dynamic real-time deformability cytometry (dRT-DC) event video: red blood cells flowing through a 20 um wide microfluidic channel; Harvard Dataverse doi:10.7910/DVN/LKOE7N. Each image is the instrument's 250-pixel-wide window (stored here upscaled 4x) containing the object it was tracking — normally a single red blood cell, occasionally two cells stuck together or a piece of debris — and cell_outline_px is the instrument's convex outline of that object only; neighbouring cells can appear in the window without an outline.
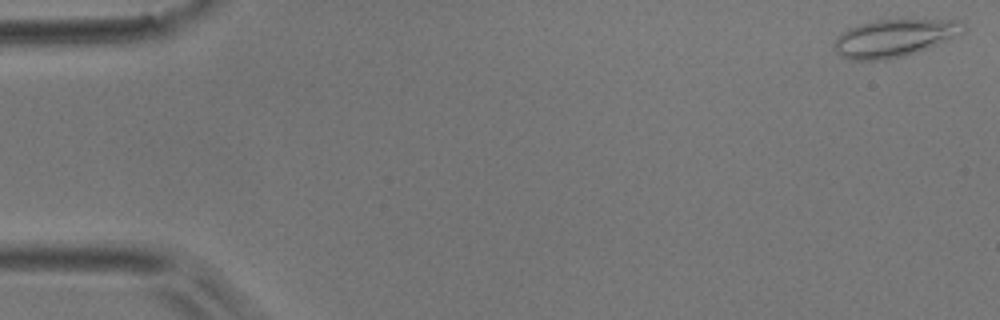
{"species": "common noctule bat (a hibernating species)", "species_latin": "Nyctalus noctula", "temperature_condition": "room temperature", "stored_images_in_passage": 4, "camera_frame_rate_fps": 3000, "um_per_image_px": 0.085, "animal": {"sex": "male", "body_mass_g": 17.9}, "frame": {"image": 1, "passage_image": 1, "time_ms": 0.0, "image_size_px": [1000, 320], "cell_outline_px": [[968, 28], [964, 32], [948, 40], [928, 48], [904, 56], [880, 60], [848, 60], [840, 56], [836, 52], [836, 36], [848, 28], [856, 24], [872, 20], [956, 20]], "centroid_in_image_um": [75.99, 3.23], "position_along_channel_um": 9.0, "area_um2": 28.21}}